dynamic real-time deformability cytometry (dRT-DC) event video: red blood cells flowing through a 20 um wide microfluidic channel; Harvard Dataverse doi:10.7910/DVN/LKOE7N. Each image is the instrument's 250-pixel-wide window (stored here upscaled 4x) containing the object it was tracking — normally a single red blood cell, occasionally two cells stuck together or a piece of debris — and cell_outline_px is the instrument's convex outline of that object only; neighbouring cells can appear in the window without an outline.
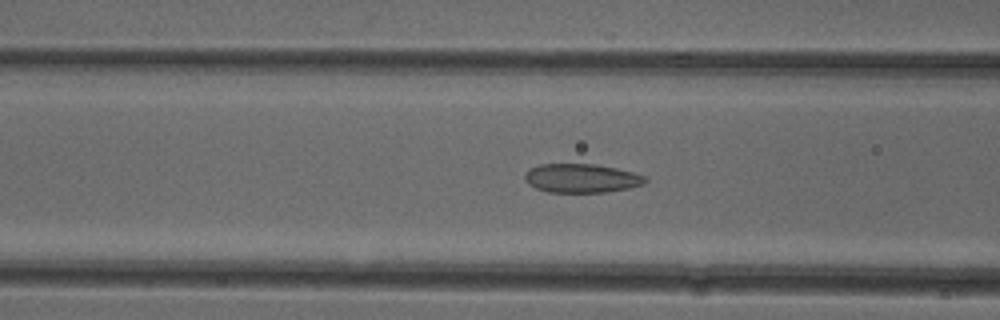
{"species": "common noctule bat (a hibernating species)", "species_latin": "Nyctalus noctula", "temperature_condition": "cold", "stored_images_in_passage": 52, "camera_frame_rate_fps": 3000, "um_per_image_px": 0.085, "animal": {"sex": "female"}, "frame": {"image": 1, "passage_image": 20, "time_ms": 6.333, "image_size_px": [1000, 320], "cell_outline_px": [[648, 180], [644, 184], [628, 188], [604, 192], [548, 192], [536, 188], [528, 184], [524, 180], [524, 172], [528, 168], [540, 164], [596, 164], [616, 168], [632, 172], [644, 176]], "centroid_in_image_um": [49.38, 15.14], "position_along_channel_um": 117.2, "area_um2": 20.35}}
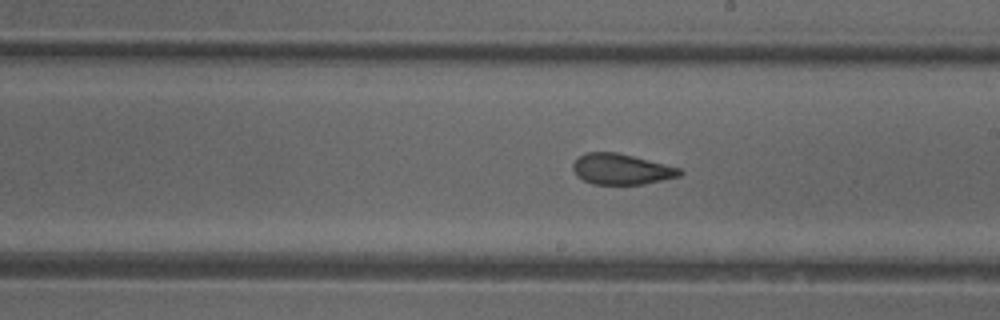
{"frame": {"image": 2, "passage_image": 29, "time_ms": 9.333, "image_size_px": [1000, 320], "cell_outline_px": [[684, 172], [680, 176], [644, 184], [592, 184], [576, 176], [572, 168], [572, 164], [584, 152], [616, 152], [680, 168]], "centroid_in_image_um": [52.79, 14.38], "position_along_channel_um": 236.2, "area_um2": 19.02}}
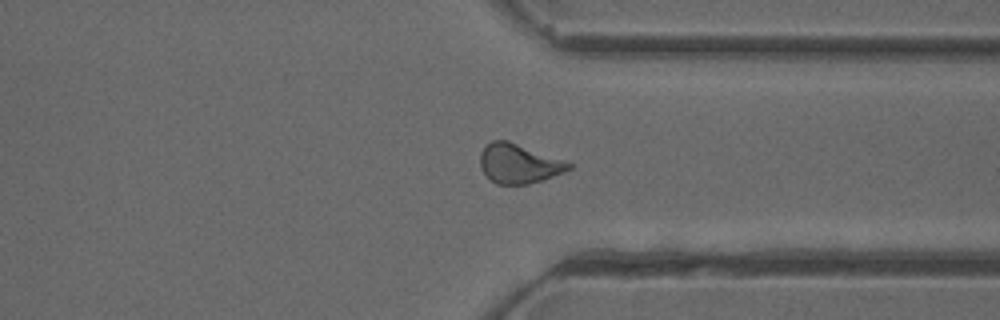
{"frame": {"image": 3, "passage_image": 39, "time_ms": 12.667, "image_size_px": [1000, 320], "cell_outline_px": [[572, 168], [564, 172], [544, 180], [528, 184], [496, 184], [480, 168], [480, 152], [492, 140], [508, 140], [568, 160], [572, 164]], "centroid_in_image_um": [44.15, 13.89], "position_along_channel_um": 367.2, "area_um2": 20.63}, "authors_computed_cell_mechanics": {"area_um2": 20.5768, "velocity_mm_per_s": 3.9693, "shape_relaxation_time_tau1_ms": null, "shape_relaxation_time_tau2_ms": 1.6892, "deformation_change_tau1": null, "deformation_change_tau2": 0.0837}}